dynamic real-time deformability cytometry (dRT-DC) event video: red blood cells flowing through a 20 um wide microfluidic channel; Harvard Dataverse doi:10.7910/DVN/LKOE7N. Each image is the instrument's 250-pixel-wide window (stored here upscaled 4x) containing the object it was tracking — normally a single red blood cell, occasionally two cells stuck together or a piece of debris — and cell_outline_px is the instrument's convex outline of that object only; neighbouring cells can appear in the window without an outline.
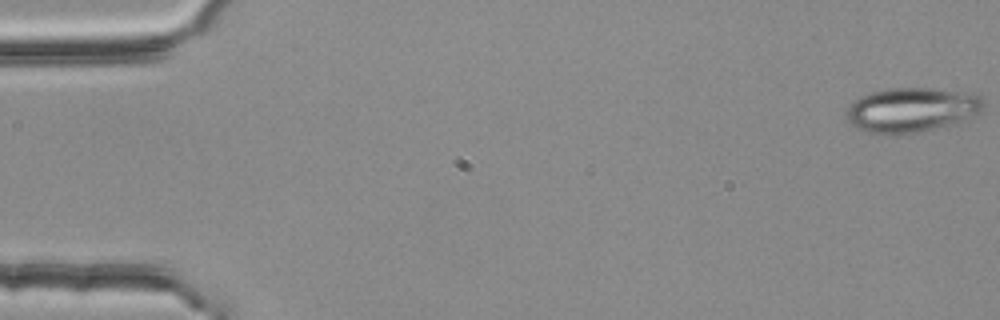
{"species": "common noctule bat (a hibernating species)", "species_latin": "Nyctalus noctula", "temperature_condition": "room temperature", "stored_images_in_passage": 55, "camera_frame_rate_fps": 3000, "um_per_image_px": 0.085, "animal": {"sex": "female", "body_mass_g": 25.1}, "frame": {"image": 1, "passage_image": 1, "time_ms": 0.0, "image_size_px": [1000, 320], "cell_outline_px": [[984, 108], [980, 112], [960, 124], [896, 136], [884, 136], [864, 132], [852, 124], [844, 116], [848, 108], [860, 96], [872, 92], [888, 88], [932, 88], [980, 96], [984, 100]], "centroid_in_image_um": [77.48, 9.39], "position_along_channel_um": 7.5, "area_um2": 36.18}}
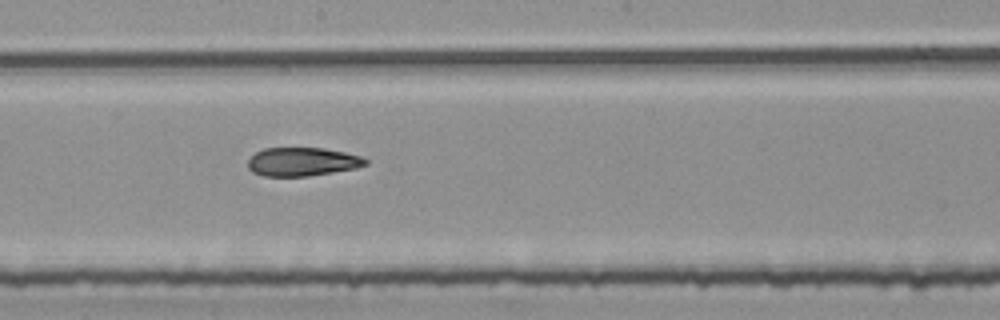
{"frame": {"image": 2, "passage_image": 30, "time_ms": 9.667, "image_size_px": [1000, 320], "cell_outline_px": [[368, 164], [356, 168], [308, 176], [264, 176], [252, 172], [248, 168], [248, 160], [256, 152], [264, 148], [324, 148], [344, 152], [360, 156], [368, 160]], "centroid_in_image_um": [25.69, 13.75], "position_along_channel_um": 222.5, "area_um2": 19.54}}
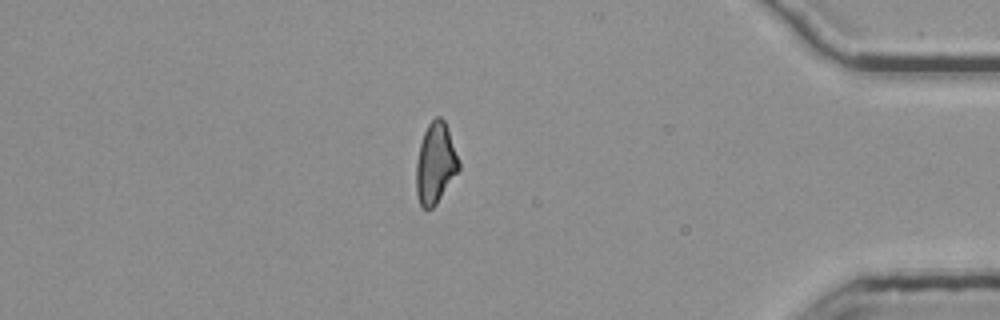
{"frame": {"image": 3, "passage_image": 47, "time_ms": 15.333, "image_size_px": [1000, 320], "cell_outline_px": [[460, 168], [436, 204], [432, 208], [424, 208], [420, 204], [416, 192], [416, 160], [420, 144], [424, 132], [428, 124], [436, 116], [440, 116], [444, 120], [460, 160]], "centroid_in_image_um": [37.01, 13.87], "position_along_channel_um": 398.2, "area_um2": 19.94}, "authors_computed_cell_mechanics": {"area_um2": 20.6924, "velocity_mm_per_s": 3.7874, "shape_relaxation_time_tau1_ms": null, "shape_relaxation_time_tau2_ms": 4.284, "deformation_change_tau1": null, "deformation_change_tau2": 0.1224}}